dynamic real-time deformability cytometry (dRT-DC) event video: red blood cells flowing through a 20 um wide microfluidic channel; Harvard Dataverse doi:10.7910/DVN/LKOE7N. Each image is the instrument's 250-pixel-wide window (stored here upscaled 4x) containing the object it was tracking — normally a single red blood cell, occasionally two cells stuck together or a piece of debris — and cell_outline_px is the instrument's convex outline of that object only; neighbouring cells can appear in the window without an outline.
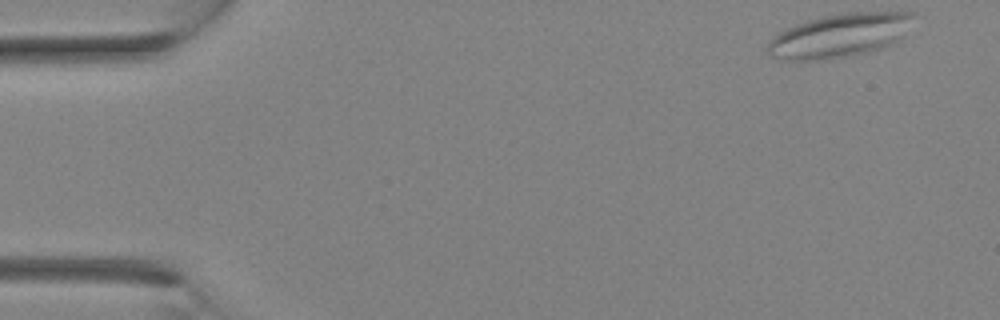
{"species": "Egyptian fruit bat (a non-hibernating species)", "species_latin": "Rousettus aegyptiacus", "temperature_condition": "room temperature", "stored_images_in_passage": 2, "camera_frame_rate_fps": 3000, "um_per_image_px": 0.085, "animal": {"sex": "female"}, "frame": {"image": 1, "passage_image": 1, "time_ms": 0.0, "image_size_px": [1000, 320], "cell_outline_px": [[916, 12], [896, 40], [884, 48], [852, 56], [828, 60], [784, 60], [772, 56], [768, 52], [768, 44], [780, 32], [796, 24], [808, 20], [824, 16], [844, 12]], "centroid_in_image_um": [71.32, 3.03], "position_along_channel_um": 13.7, "area_um2": 36.53}}